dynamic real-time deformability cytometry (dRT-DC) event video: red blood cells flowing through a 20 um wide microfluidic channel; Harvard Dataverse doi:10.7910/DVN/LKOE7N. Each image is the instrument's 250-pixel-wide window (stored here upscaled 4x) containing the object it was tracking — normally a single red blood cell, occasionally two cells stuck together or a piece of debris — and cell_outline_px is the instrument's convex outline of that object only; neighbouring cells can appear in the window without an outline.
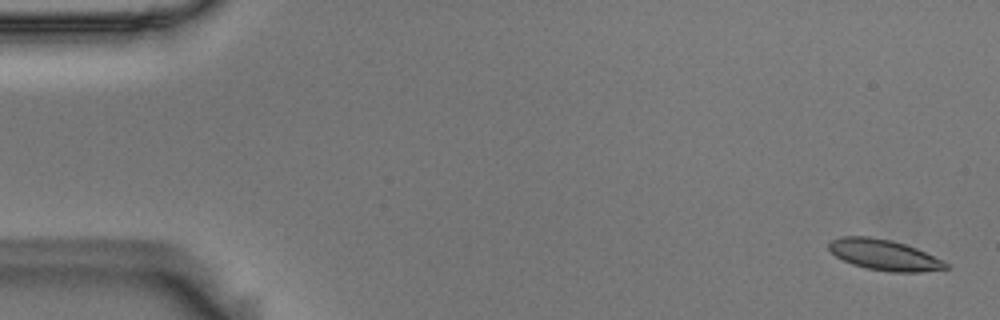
{"species": "Egyptian fruit bat (a non-hibernating species)", "species_latin": "Rousettus aegyptiacus", "temperature_condition": "room temperature", "stored_images_in_passage": 5, "camera_frame_rate_fps": 3000, "um_per_image_px": 0.085, "animal": {"sex": "male"}, "frame": {"image": 1, "passage_image": 1, "time_ms": 0.0, "image_size_px": [1000, 320], "cell_outline_px": [[952, 268], [920, 272], [888, 272], [864, 268], [852, 264], [836, 256], [828, 248], [828, 244], [832, 240], [844, 236], [868, 236], [892, 240], [916, 248], [948, 264]], "centroid_in_image_um": [75.14, 21.67], "position_along_channel_um": 9.9, "area_um2": 20.81}}